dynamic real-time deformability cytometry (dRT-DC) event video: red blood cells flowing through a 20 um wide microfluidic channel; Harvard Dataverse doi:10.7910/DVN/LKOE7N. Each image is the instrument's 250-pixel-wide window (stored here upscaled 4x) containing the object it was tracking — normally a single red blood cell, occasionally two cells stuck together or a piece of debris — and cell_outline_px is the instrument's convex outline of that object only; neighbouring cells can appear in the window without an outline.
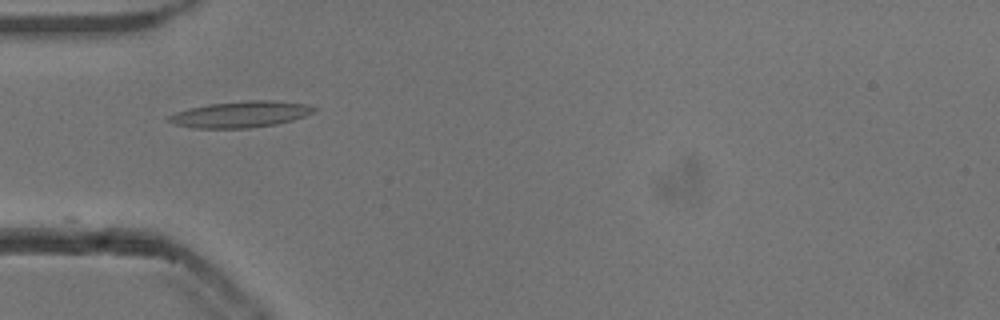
{"species": "common noctule bat (a hibernating species)", "species_latin": "Nyctalus noctula", "temperature_condition": "cold", "stored_images_in_passage": 8, "camera_frame_rate_fps": 3000, "um_per_image_px": 0.085, "animal": {"sex": "male", "body_mass_g": 13.3}, "frame": {"image": 1, "passage_image": 1, "time_ms": 0.0, "image_size_px": [1000, 320], "cell_outline_px": [[316, 112], [292, 120], [276, 124], [248, 128], [192, 128], [176, 124], [164, 120], [164, 116], [188, 108], [208, 104], [244, 100], [272, 100], [308, 104], [316, 108]], "centroid_in_image_um": [20.41, 9.71], "position_along_channel_um": 64.6, "area_um2": 22.48}}
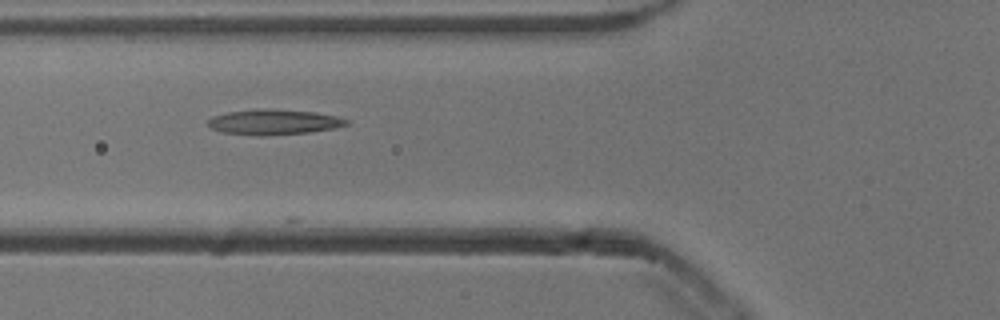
{"frame": {"image": 2, "passage_image": 4, "time_ms": 1.0, "image_size_px": [1000, 320], "cell_outline_px": [[348, 124], [336, 128], [312, 132], [224, 132], [212, 128], [208, 124], [208, 120], [212, 116], [228, 112], [256, 108], [272, 108], [316, 112], [336, 116], [348, 120]], "centroid_in_image_um": [23.35, 10.29], "position_along_channel_um": 102.5, "area_um2": 19.31}}